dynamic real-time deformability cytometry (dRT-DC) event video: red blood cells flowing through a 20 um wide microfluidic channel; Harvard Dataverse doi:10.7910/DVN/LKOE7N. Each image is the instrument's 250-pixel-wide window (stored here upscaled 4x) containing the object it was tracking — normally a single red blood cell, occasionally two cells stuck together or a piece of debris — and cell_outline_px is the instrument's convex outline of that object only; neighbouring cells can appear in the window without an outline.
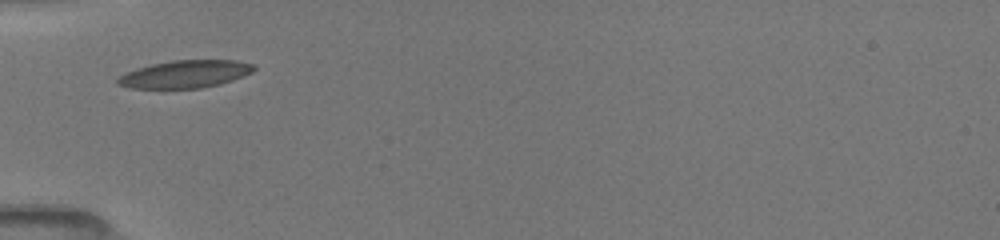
{"species": "common noctule bat (a hibernating species)", "species_latin": "Nyctalus noctula", "temperature_condition": "room temperature", "stored_images_in_passage": 28, "camera_frame_rate_fps": 3000, "um_per_image_px": 0.085, "animal": {"sex": "female", "body_mass_g": 19.5, "forearm_length_mm": 54.1}, "frame": {"image": 1, "passage_image": 1, "time_ms": 0.0, "image_size_px": [1000, 240], "cell_outline_px": [[256, 68], [252, 72], [244, 76], [220, 84], [204, 88], [128, 88], [116, 84], [116, 80], [124, 72], [136, 68], [152, 64], [172, 60], [236, 60], [252, 64]], "centroid_in_image_um": [15.71, 6.3], "position_along_channel_um": 69.3, "area_um2": 22.02}}
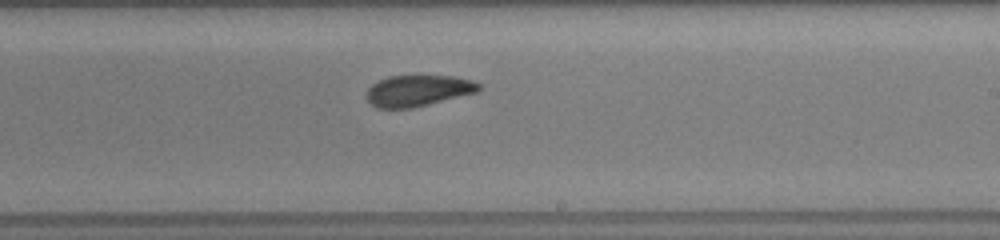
{"frame": {"image": 2, "passage_image": 14, "time_ms": 4.667, "image_size_px": [1000, 240], "cell_outline_px": [[480, 92], [412, 108], [376, 108], [364, 96], [368, 88], [372, 84], [388, 76], [452, 76], [472, 80], [480, 84]], "centroid_in_image_um": [35.54, 7.71], "position_along_channel_um": 253.5, "area_um2": 20.52}}
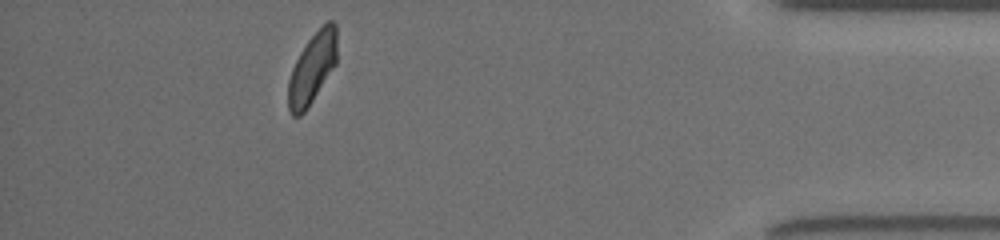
{"frame": {"image": 3, "passage_image": 25, "time_ms": 9.667, "image_size_px": [1000, 240], "cell_outline_px": [[336, 64], [304, 112], [300, 116], [292, 116], [288, 108], [288, 80], [292, 68], [300, 52], [308, 40], [328, 20], [332, 20], [336, 24]], "centroid_in_image_um": [26.52, 5.8], "position_along_channel_um": 408.7, "area_um2": 19.77}, "authors_computed_cell_mechanics": {"area_um2": 21.1837, "velocity_mm_per_s": 3.988, "shape_relaxation_time_tau1_ms": 3.9801, "shape_relaxation_time_tau2_ms": 1.8262, "deformation_change_tau1": 0.1314, "deformation_change_tau2": 0.0768}}